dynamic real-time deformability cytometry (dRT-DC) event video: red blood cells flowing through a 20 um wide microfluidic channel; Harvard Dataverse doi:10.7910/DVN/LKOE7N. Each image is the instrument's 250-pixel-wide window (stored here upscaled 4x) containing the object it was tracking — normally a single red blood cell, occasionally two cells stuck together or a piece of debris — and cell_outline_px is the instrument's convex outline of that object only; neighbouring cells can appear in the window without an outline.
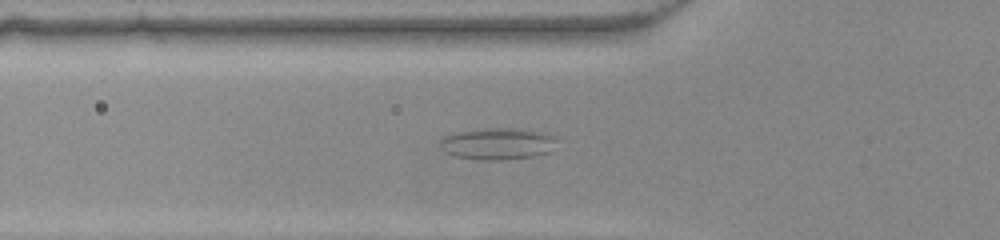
{"species": "common noctule bat (a hibernating species)", "species_latin": "Nyctalus noctula", "temperature_condition": "warm", "stored_images_in_passage": 35, "camera_frame_rate_fps": 3000, "um_per_image_px": 0.085, "animal": {"sex": "female", "body_mass_g": 22.0, "forearm_length_mm": 56.7}, "frame": {"image": 1, "passage_image": 5, "time_ms": 1.333, "image_size_px": [1000, 240], "cell_outline_px": [[556, 140], [552, 152], [532, 156], [500, 160], [484, 160], [456, 156], [448, 152], [440, 144], [440, 140], [444, 136], [456, 132], [484, 128], [520, 128], [544, 132], [556, 136]], "centroid_in_image_um": [42.36, 12.2], "position_along_channel_um": 83.4, "area_um2": 21.56}}
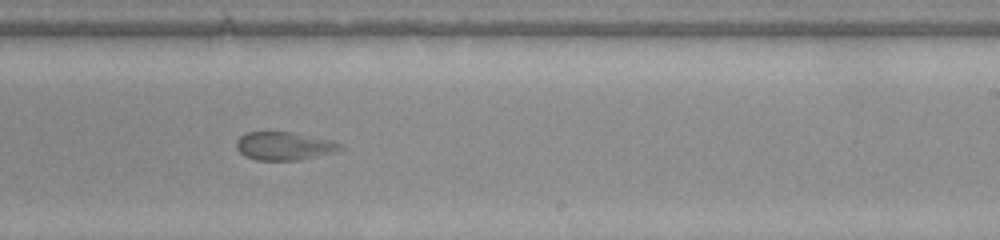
{"frame": {"image": 2, "passage_image": 18, "time_ms": 5.667, "image_size_px": [1000, 240], "cell_outline_px": [[344, 148], [336, 152], [300, 160], [256, 160], [244, 156], [236, 148], [236, 140], [240, 136], [248, 132], [292, 132], [332, 140], [344, 144]], "centroid_in_image_um": [24.19, 12.41], "position_along_channel_um": 264.8, "area_um2": 17.28}}
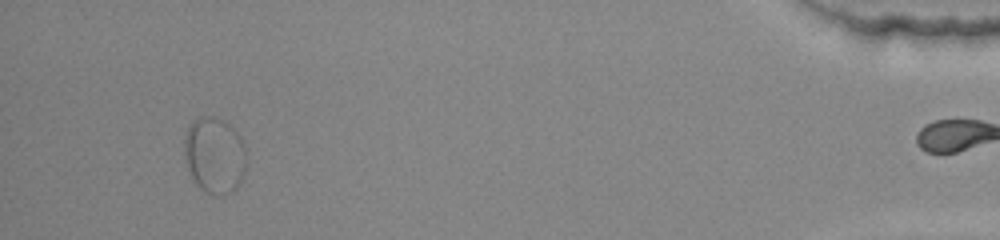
{"frame": {"image": 3, "passage_image": 34, "time_ms": 11.0, "image_size_px": [1000, 240], "cell_outline_px": [[244, 176], [240, 184], [232, 192], [220, 196], [216, 196], [204, 192], [196, 184], [188, 168], [184, 152], [184, 136], [188, 124], [192, 120], [200, 116], [208, 116], [224, 120], [240, 136], [244, 144]], "centroid_in_image_um": [18.21, 13.2], "position_along_channel_um": 417.0, "area_um2": 27.74}}